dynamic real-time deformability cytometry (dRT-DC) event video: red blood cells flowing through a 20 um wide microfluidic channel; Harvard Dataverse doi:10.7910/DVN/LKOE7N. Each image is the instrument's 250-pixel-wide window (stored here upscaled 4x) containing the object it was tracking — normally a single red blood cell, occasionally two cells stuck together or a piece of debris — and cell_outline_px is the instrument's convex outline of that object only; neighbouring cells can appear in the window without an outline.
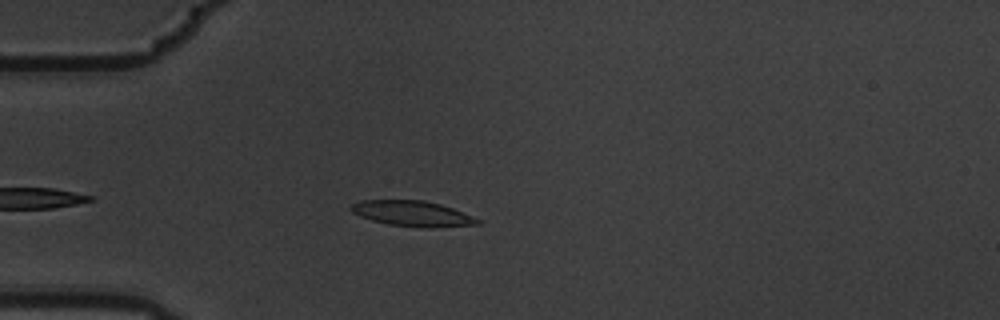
{"species": "common noctule bat (a hibernating species)", "species_latin": "Nyctalus noctula", "temperature_condition": "warm", "stored_images_in_passage": 4, "camera_frame_rate_fps": 3000, "um_per_image_px": 0.085, "animal": {"sex": "male", "body_mass_g": 19.5, "forearm_length_mm": 54.6}, "frame": {"image": 1, "passage_image": 4, "time_ms": 1.0, "image_size_px": [1000, 320], "cell_outline_px": [[480, 224], [432, 228], [420, 228], [388, 224], [372, 220], [360, 216], [352, 212], [348, 208], [352, 204], [360, 200], [424, 200], [440, 204], [452, 208], [472, 216], [480, 220]], "centroid_in_image_um": [35.03, 18.16], "position_along_channel_um": 50.0, "area_um2": 18.84}}